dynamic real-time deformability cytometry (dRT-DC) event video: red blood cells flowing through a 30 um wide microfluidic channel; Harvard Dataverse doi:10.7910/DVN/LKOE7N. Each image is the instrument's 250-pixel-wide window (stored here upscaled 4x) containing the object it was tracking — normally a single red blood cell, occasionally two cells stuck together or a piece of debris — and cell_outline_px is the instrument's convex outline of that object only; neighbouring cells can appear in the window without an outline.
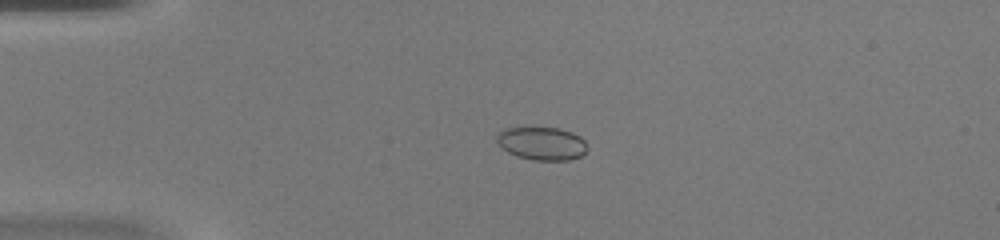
{"species": "common noctule bat (a hibernating species)", "species_latin": "Nyctalus noctula", "temperature_condition": "warm", "stored_images_in_passage": 42, "camera_frame_rate_fps": 3000, "um_per_image_px": 0.085, "animal": {"sex": "female", "body_mass_g": 20.0, "forearm_length_mm": 54.0}, "frame": {"image": 1, "passage_image": 6, "time_ms": 1.667, "image_size_px": [1000, 240], "cell_outline_px": [[584, 152], [580, 156], [560, 160], [544, 160], [520, 156], [512, 152], [508, 148], [504, 132], [516, 128], [552, 128], [568, 132], [584, 140]], "centroid_in_image_um": [46.26, 12.21], "position_along_channel_um": 38.7, "area_um2": 15.14}}
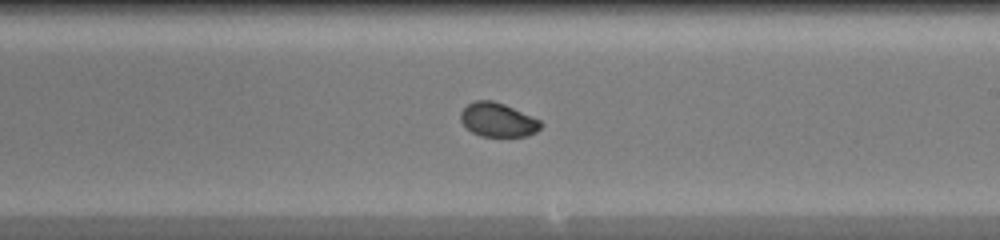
{"frame": {"image": 2, "passage_image": 23, "time_ms": 7.333, "image_size_px": [1000, 240], "cell_outline_px": [[540, 128], [532, 132], [520, 136], [488, 136], [476, 132], [468, 128], [464, 124], [464, 108], [468, 104], [480, 100], [488, 100], [500, 104], [540, 120]], "centroid_in_image_um": [42.33, 10.19], "position_along_channel_um": 246.7, "area_um2": 14.45}}
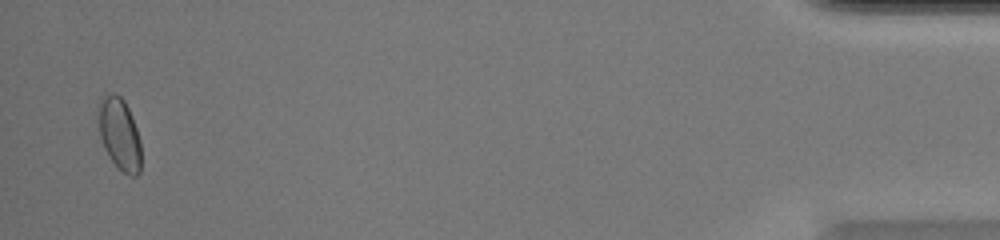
{"frame": {"image": 3, "passage_image": 41, "time_ms": 13.333, "image_size_px": [1000, 240], "cell_outline_px": [[140, 168], [136, 172], [124, 172], [116, 164], [108, 152], [104, 144], [100, 128], [100, 112], [104, 104], [116, 96], [120, 96], [132, 120], [140, 144]], "centroid_in_image_um": [10.22, 11.51], "position_along_channel_um": 425.0, "area_um2": 15.32}}